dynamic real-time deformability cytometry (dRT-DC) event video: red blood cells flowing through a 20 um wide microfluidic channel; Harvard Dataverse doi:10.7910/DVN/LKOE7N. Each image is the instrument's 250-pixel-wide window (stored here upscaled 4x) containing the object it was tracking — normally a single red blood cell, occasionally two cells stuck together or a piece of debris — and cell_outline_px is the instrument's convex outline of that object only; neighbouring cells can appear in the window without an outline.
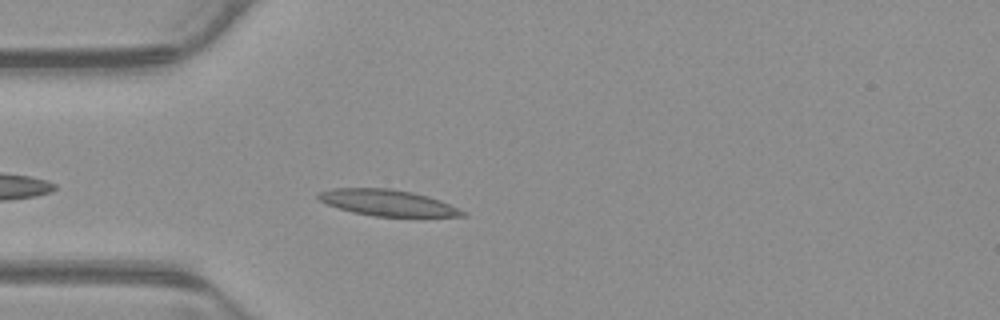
{"species": "common noctule bat (a hibernating species)", "species_latin": "Nyctalus noctula", "temperature_condition": "warm", "stored_images_in_passage": 33, "camera_frame_rate_fps": 3000, "um_per_image_px": 0.085, "animal": {"sex": "male", "body_mass_g": 23.1, "forearm_length_mm": 52.7}, "frame": {"image": 1, "passage_image": 4, "time_ms": 1.0, "image_size_px": [1000, 320], "cell_outline_px": [[468, 216], [376, 216], [352, 212], [328, 204], [320, 200], [316, 196], [320, 192], [332, 188], [392, 188], [412, 192], [428, 196], [440, 200], [468, 212]], "centroid_in_image_um": [32.98, 17.22], "position_along_channel_um": 52.0, "area_um2": 21.85}}
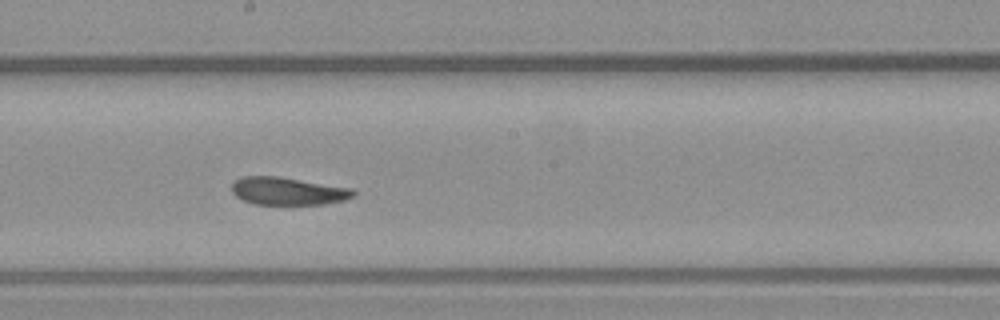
{"frame": {"image": 2, "passage_image": 18, "time_ms": 5.667, "image_size_px": [1000, 320], "cell_outline_px": [[356, 196], [344, 200], [324, 204], [252, 204], [236, 196], [232, 192], [232, 184], [240, 176], [276, 176], [352, 188], [356, 192]], "centroid_in_image_um": [24.48, 16.24], "position_along_channel_um": 223.7, "area_um2": 19.59}}
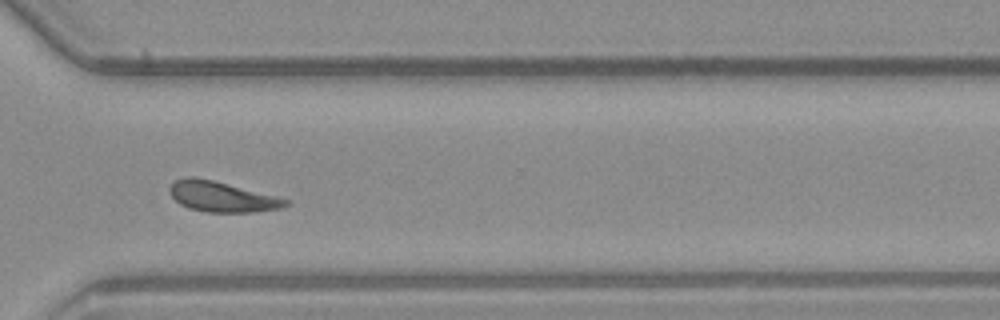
{"frame": {"image": 3, "passage_image": 28, "time_ms": 9.0, "image_size_px": [1000, 320], "cell_outline_px": [[288, 204], [280, 208], [252, 212], [204, 212], [188, 208], [180, 204], [168, 192], [168, 188], [176, 180], [184, 176], [196, 176], [276, 196], [288, 200]], "centroid_in_image_um": [18.79, 16.71], "position_along_channel_um": 351.8, "area_um2": 20.4}, "authors_computed_cell_mechanics": {"area_um2": 20.2878, "velocity_mm_per_s": 3.8493, "shape_relaxation_time_tau1_ms": 6.3676, "shape_relaxation_time_tau2_ms": 5.6512, "deformation_change_tau1": 0.1904, "deformation_change_tau2": 0.1441}}